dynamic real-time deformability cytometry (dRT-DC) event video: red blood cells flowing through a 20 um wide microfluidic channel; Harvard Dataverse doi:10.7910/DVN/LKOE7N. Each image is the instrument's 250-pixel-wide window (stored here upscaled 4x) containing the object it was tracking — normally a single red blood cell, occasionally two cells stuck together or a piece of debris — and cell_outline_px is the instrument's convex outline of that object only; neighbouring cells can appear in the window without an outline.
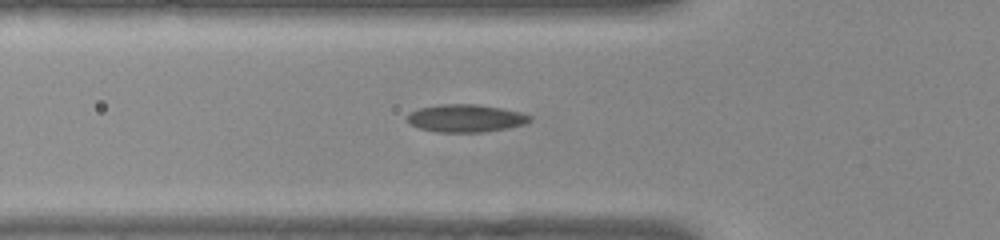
{"species": "common noctule bat (a hibernating species)", "species_latin": "Nyctalus noctula", "temperature_condition": "warm", "stored_images_in_passage": 37, "camera_frame_rate_fps": 3000, "um_per_image_px": 0.085, "animal": {"sex": "female", "body_mass_g": 22.0, "forearm_length_mm": 56.7}, "frame": {"image": 1, "passage_image": 2, "time_ms": 0.333, "image_size_px": [1000, 240], "cell_outline_px": [[532, 120], [524, 124], [508, 128], [484, 132], [440, 132], [420, 128], [412, 124], [408, 120], [408, 112], [420, 108], [440, 104], [476, 104], [504, 108], [520, 112], [532, 116]], "centroid_in_image_um": [39.63, 10.04], "position_along_channel_um": 86.2, "area_um2": 19.77}}
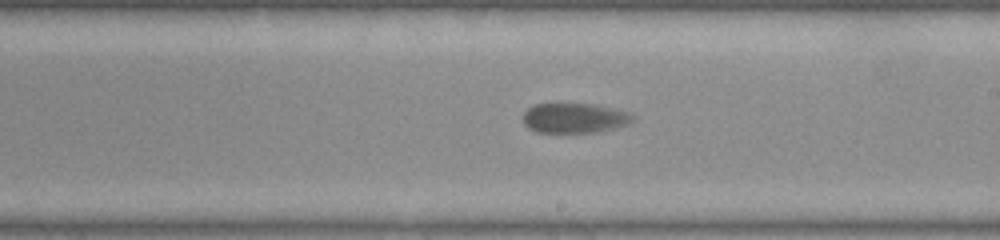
{"frame": {"image": 2, "passage_image": 14, "time_ms": 4.333, "image_size_px": [1000, 240], "cell_outline_px": [[632, 120], [624, 124], [612, 128], [596, 132], [536, 132], [528, 128], [524, 124], [524, 112], [528, 108], [536, 104], [592, 104], [624, 112], [632, 116]], "centroid_in_image_um": [48.72, 10.04], "position_along_channel_um": 240.3, "area_um2": 18.44}}
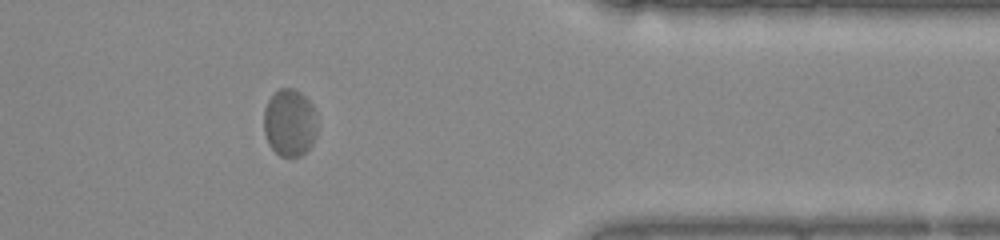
{"frame": {"image": 3, "passage_image": 27, "time_ms": 8.667, "image_size_px": [1000, 240], "cell_outline_px": [[316, 136], [312, 144], [300, 156], [280, 156], [268, 144], [264, 132], [264, 108], [268, 100], [280, 88], [292, 88], [300, 92], [312, 104], [316, 112]], "centroid_in_image_um": [24.62, 10.43], "position_along_channel_um": 386.8, "area_um2": 20.98}}